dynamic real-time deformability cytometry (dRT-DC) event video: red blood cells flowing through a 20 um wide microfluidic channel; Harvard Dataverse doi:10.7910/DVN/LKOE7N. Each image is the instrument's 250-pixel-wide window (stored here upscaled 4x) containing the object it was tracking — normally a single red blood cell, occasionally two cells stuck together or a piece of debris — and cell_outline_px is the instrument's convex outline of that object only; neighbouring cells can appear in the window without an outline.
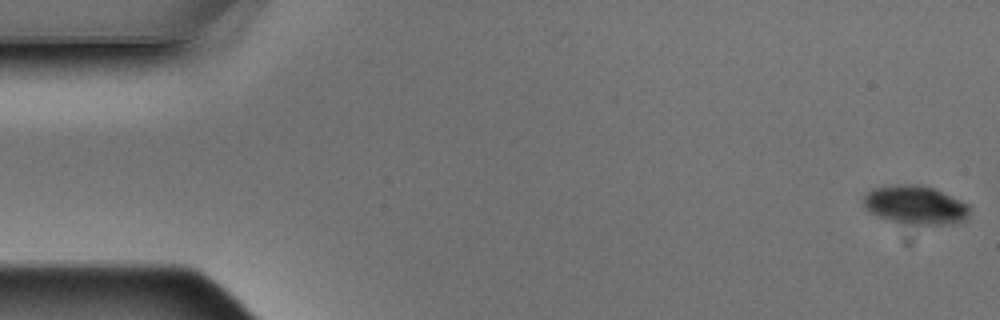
{"species": "Egyptian fruit bat (a non-hibernating species)", "species_latin": "Rousettus aegyptiacus", "temperature_condition": "warm", "stored_images_in_passage": 7, "camera_frame_rate_fps": 3000, "um_per_image_px": 0.085, "animal": {"sex": "male"}, "frame": {"image": 1, "passage_image": 1, "time_ms": 0.0, "image_size_px": [1000, 320], "cell_outline_px": [[972, 208], [968, 216], [964, 220], [948, 224], [904, 224], [888, 220], [868, 212], [864, 208], [864, 196], [872, 188], [892, 184], [920, 184], [932, 188], [960, 200], [968, 204]], "centroid_in_image_um": [77.78, 17.42], "position_along_channel_um": 7.2, "area_um2": 24.04}}
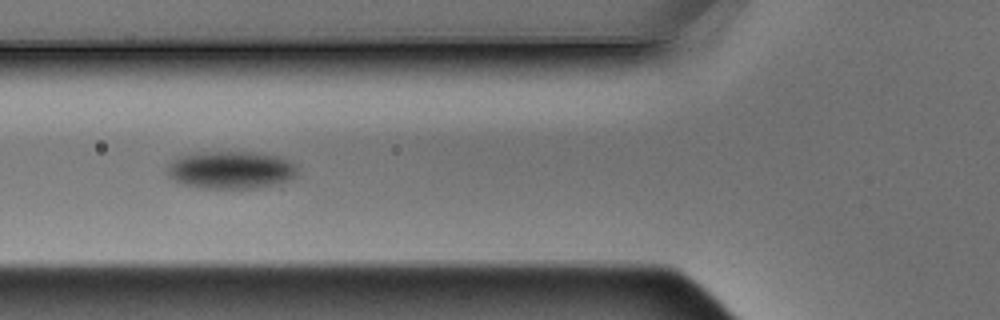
{"frame": {"image": 2, "passage_image": 6, "time_ms": 1.667, "image_size_px": [1000, 320], "cell_outline_px": [[300, 172], [296, 176], [288, 180], [256, 188], [200, 188], [180, 184], [168, 176], [168, 164], [172, 160], [196, 152], [260, 152], [280, 156], [300, 164]], "centroid_in_image_um": [19.7, 14.43], "position_along_channel_um": 106.1, "area_um2": 29.02}}
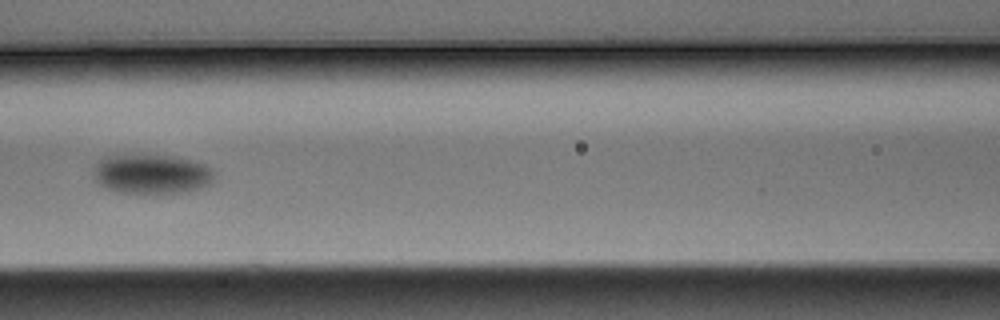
{"frame": {"image": 3, "passage_image": 7, "time_ms": 2.0, "image_size_px": [1000, 320], "cell_outline_px": [[216, 176], [212, 184], [188, 192], [120, 192], [108, 188], [100, 184], [96, 180], [96, 164], [104, 156], [172, 156], [204, 164], [212, 168]], "centroid_in_image_um": [12.98, 14.8], "position_along_channel_um": 153.6, "area_um2": 27.17}}